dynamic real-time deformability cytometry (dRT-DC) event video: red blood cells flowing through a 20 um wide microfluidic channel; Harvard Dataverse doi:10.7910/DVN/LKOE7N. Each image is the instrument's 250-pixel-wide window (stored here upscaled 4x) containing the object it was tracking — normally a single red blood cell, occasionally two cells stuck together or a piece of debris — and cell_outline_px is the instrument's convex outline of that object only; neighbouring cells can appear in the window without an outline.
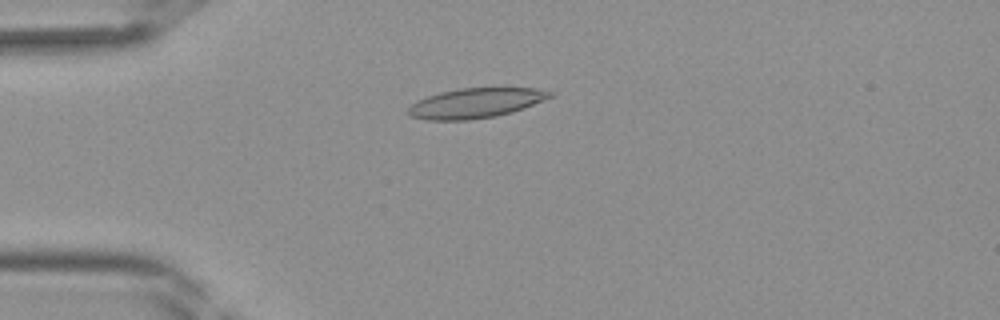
{"species": "Egyptian fruit bat (a non-hibernating species)", "species_latin": "Rousettus aegyptiacus", "temperature_condition": "room temperature", "stored_images_in_passage": 41, "camera_frame_rate_fps": 3000, "um_per_image_px": 0.085, "frame": {"image": 1, "passage_image": 11, "time_ms": 3.333, "image_size_px": [1000, 320], "cell_outline_px": [[556, 96], [524, 108], [512, 112], [496, 116], [468, 120], [424, 120], [408, 116], [408, 108], [416, 100], [440, 92], [460, 88], [536, 88], [556, 92]], "centroid_in_image_um": [40.46, 8.76], "position_along_channel_um": 44.5, "area_um2": 24.97}}
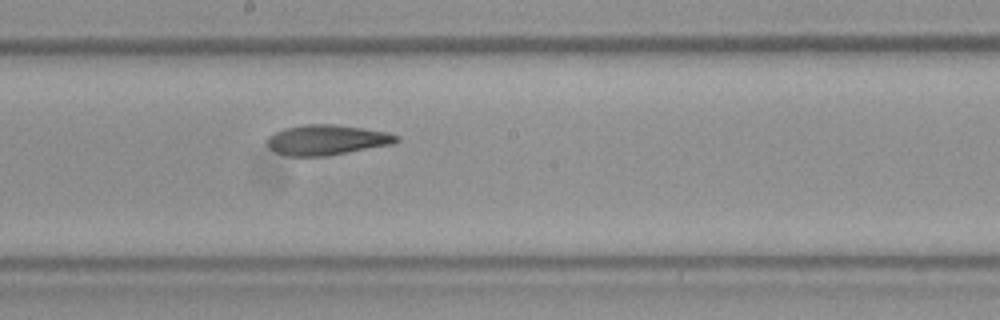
{"frame": {"image": 2, "passage_image": 23, "time_ms": 7.333, "image_size_px": [1000, 320], "cell_outline_px": [[400, 140], [392, 144], [324, 156], [284, 156], [276, 152], [268, 144], [268, 136], [284, 128], [304, 124], [336, 124], [364, 128], [388, 132], [400, 136]], "centroid_in_image_um": [27.8, 11.88], "position_along_channel_um": 220.4, "area_um2": 22.66}}
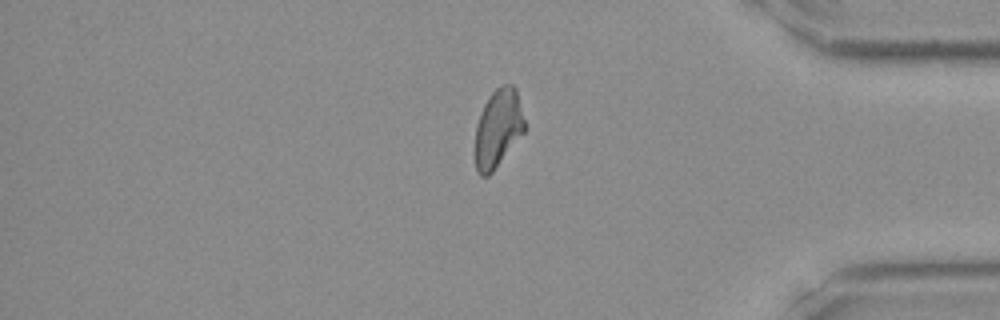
{"frame": {"image": 3, "passage_image": 35, "time_ms": 11.333, "image_size_px": [1000, 320], "cell_outline_px": [[524, 132], [492, 172], [488, 176], [480, 176], [476, 168], [472, 152], [476, 124], [484, 104], [488, 96], [500, 84], [512, 84], [516, 88], [524, 120]], "centroid_in_image_um": [42.27, 10.92], "position_along_channel_um": 392.9, "area_um2": 22.89}}